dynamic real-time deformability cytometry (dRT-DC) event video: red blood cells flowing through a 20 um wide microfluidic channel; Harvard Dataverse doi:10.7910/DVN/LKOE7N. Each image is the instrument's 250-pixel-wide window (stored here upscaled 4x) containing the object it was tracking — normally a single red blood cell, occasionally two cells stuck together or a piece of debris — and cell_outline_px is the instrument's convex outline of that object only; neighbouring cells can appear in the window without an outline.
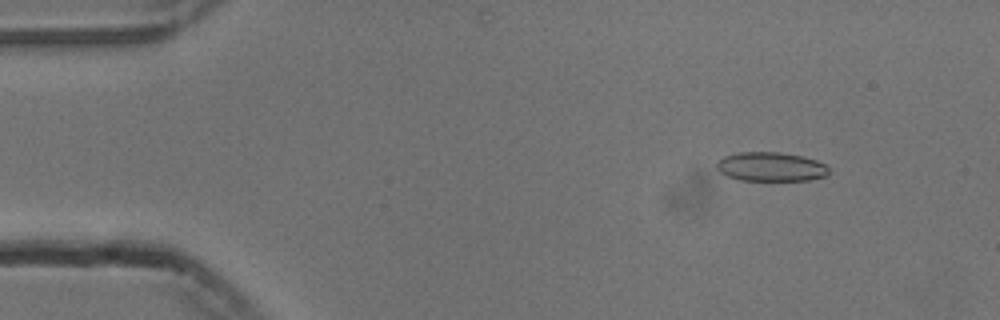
{"species": "common noctule bat (a hibernating species)", "species_latin": "Nyctalus noctula", "temperature_condition": "cold", "stored_images_in_passage": 52, "camera_frame_rate_fps": 3000, "um_per_image_px": 0.085, "animal": {"sex": "male", "body_mass_g": 13.3}, "frame": {"image": 1, "passage_image": 4, "time_ms": 1.0, "image_size_px": [1000, 320], "cell_outline_px": [[828, 172], [824, 176], [808, 180], [740, 180], [728, 176], [720, 172], [716, 168], [716, 164], [724, 156], [740, 152], [780, 152], [800, 156], [816, 160], [824, 164], [828, 168]], "centroid_in_image_um": [65.49, 14.17], "position_along_channel_um": 19.5, "area_um2": 18.79}}
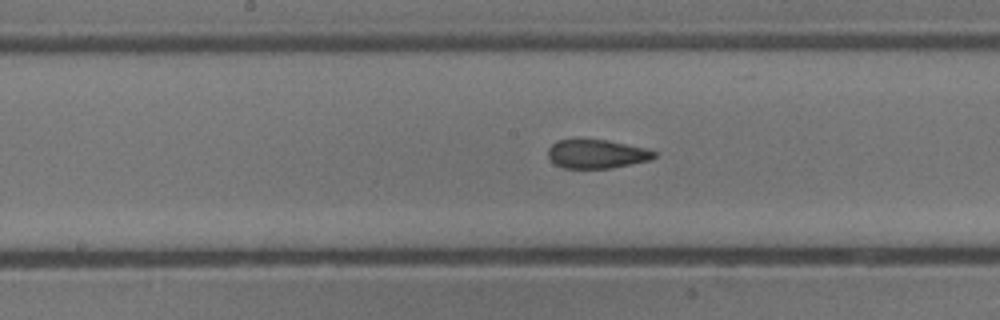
{"frame": {"image": 2, "passage_image": 25, "time_ms": 8.0, "image_size_px": [1000, 320], "cell_outline_px": [[656, 156], [652, 160], [612, 168], [564, 168], [556, 164], [548, 156], [548, 148], [556, 140], [608, 140], [644, 148], [656, 152]], "centroid_in_image_um": [50.74, 13.09], "position_along_channel_um": 197.5, "area_um2": 17.69}}
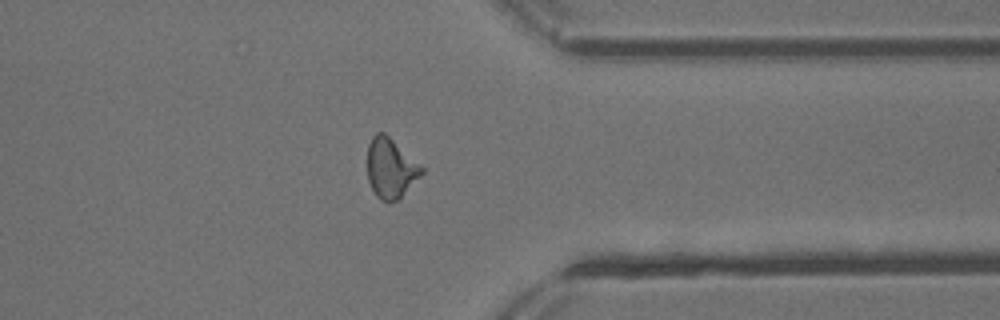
{"frame": {"image": 3, "passage_image": 40, "time_ms": 13.0, "image_size_px": [1000, 320], "cell_outline_px": [[424, 172], [400, 200], [388, 204], [380, 200], [376, 196], [368, 180], [368, 144], [372, 136], [376, 132], [384, 132], [420, 164], [424, 168]], "centroid_in_image_um": [33.22, 14.34], "position_along_channel_um": 378.2, "area_um2": 19.19}, "authors_computed_cell_mechanics": {"area_um2": 18.8717, "velocity_mm_per_s": 3.7689, "shape_relaxation_time_tau1_ms": 10.2915, "shape_relaxation_time_tau2_ms": 1.9106, "deformation_change_tau1": 0.1719, "deformation_change_tau2": 0.0669}}